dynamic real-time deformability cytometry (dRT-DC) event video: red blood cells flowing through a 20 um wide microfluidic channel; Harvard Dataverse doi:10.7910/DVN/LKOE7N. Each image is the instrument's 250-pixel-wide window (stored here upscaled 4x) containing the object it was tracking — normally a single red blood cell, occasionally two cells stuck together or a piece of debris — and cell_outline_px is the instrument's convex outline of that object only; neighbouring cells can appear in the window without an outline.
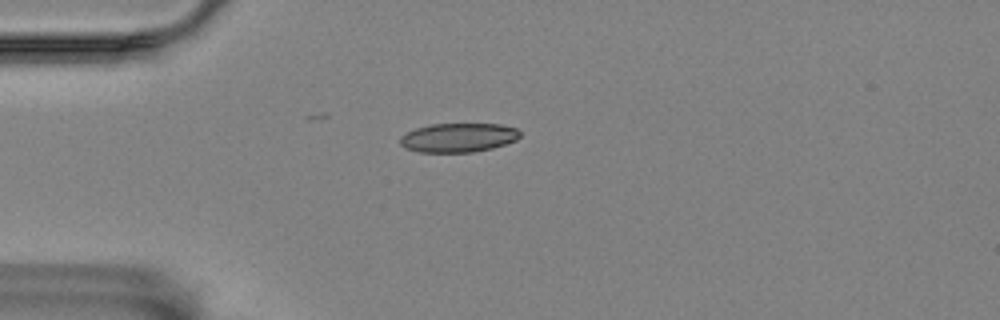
{"species": "Egyptian fruit bat (a non-hibernating species)", "species_latin": "Rousettus aegyptiacus", "temperature_condition": "room temperature", "stored_images_in_passage": 4, "camera_frame_rate_fps": 3000, "um_per_image_px": 0.085, "animal": {"sex": "female"}, "frame": {"image": 1, "passage_image": 4, "time_ms": 3.667, "image_size_px": [1000, 320], "cell_outline_px": [[520, 136], [516, 140], [492, 148], [472, 152], [420, 152], [404, 148], [400, 144], [400, 136], [416, 128], [432, 124], [500, 124], [516, 128], [520, 132]], "centroid_in_image_um": [38.95, 11.7], "position_along_channel_um": 46.1, "area_um2": 20.23}}